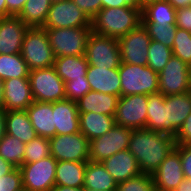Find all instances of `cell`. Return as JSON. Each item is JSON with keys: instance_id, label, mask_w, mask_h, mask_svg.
Wrapping results in <instances>:
<instances>
[{"instance_id": "6da1fadb", "label": "cell", "mask_w": 191, "mask_h": 191, "mask_svg": "<svg viewBox=\"0 0 191 191\" xmlns=\"http://www.w3.org/2000/svg\"><path fill=\"white\" fill-rule=\"evenodd\" d=\"M174 137L148 129L131 131L128 150L137 160L141 173L152 175L175 148Z\"/></svg>"}, {"instance_id": "7a4b0ae2", "label": "cell", "mask_w": 191, "mask_h": 191, "mask_svg": "<svg viewBox=\"0 0 191 191\" xmlns=\"http://www.w3.org/2000/svg\"><path fill=\"white\" fill-rule=\"evenodd\" d=\"M141 24V8H102L91 20L92 31L119 39Z\"/></svg>"}, {"instance_id": "3957f363", "label": "cell", "mask_w": 191, "mask_h": 191, "mask_svg": "<svg viewBox=\"0 0 191 191\" xmlns=\"http://www.w3.org/2000/svg\"><path fill=\"white\" fill-rule=\"evenodd\" d=\"M118 72L121 79V97L159 93L158 72L150 67L121 63Z\"/></svg>"}, {"instance_id": "277c9868", "label": "cell", "mask_w": 191, "mask_h": 191, "mask_svg": "<svg viewBox=\"0 0 191 191\" xmlns=\"http://www.w3.org/2000/svg\"><path fill=\"white\" fill-rule=\"evenodd\" d=\"M21 55L29 71L54 65L55 56L45 29L28 28L23 38Z\"/></svg>"}, {"instance_id": "5b68a950", "label": "cell", "mask_w": 191, "mask_h": 191, "mask_svg": "<svg viewBox=\"0 0 191 191\" xmlns=\"http://www.w3.org/2000/svg\"><path fill=\"white\" fill-rule=\"evenodd\" d=\"M55 58L85 55L88 37L92 28H43Z\"/></svg>"}, {"instance_id": "8992f818", "label": "cell", "mask_w": 191, "mask_h": 191, "mask_svg": "<svg viewBox=\"0 0 191 191\" xmlns=\"http://www.w3.org/2000/svg\"><path fill=\"white\" fill-rule=\"evenodd\" d=\"M85 57L88 64L105 69H119L121 55L118 39L91 32L88 37Z\"/></svg>"}, {"instance_id": "52a82bcc", "label": "cell", "mask_w": 191, "mask_h": 191, "mask_svg": "<svg viewBox=\"0 0 191 191\" xmlns=\"http://www.w3.org/2000/svg\"><path fill=\"white\" fill-rule=\"evenodd\" d=\"M28 78L34 101L53 103L66 99L65 83L54 66L29 71Z\"/></svg>"}, {"instance_id": "ba28073f", "label": "cell", "mask_w": 191, "mask_h": 191, "mask_svg": "<svg viewBox=\"0 0 191 191\" xmlns=\"http://www.w3.org/2000/svg\"><path fill=\"white\" fill-rule=\"evenodd\" d=\"M148 95L133 94L119 97L114 119L118 126L132 130L145 129Z\"/></svg>"}, {"instance_id": "9c48e42d", "label": "cell", "mask_w": 191, "mask_h": 191, "mask_svg": "<svg viewBox=\"0 0 191 191\" xmlns=\"http://www.w3.org/2000/svg\"><path fill=\"white\" fill-rule=\"evenodd\" d=\"M131 131L132 129L115 124L107 134L91 140L89 161L102 162L117 152L127 150Z\"/></svg>"}, {"instance_id": "30bf717a", "label": "cell", "mask_w": 191, "mask_h": 191, "mask_svg": "<svg viewBox=\"0 0 191 191\" xmlns=\"http://www.w3.org/2000/svg\"><path fill=\"white\" fill-rule=\"evenodd\" d=\"M56 166L57 160L53 156L33 163H23L19 167L23 188L29 191H51L55 186Z\"/></svg>"}, {"instance_id": "8fae6325", "label": "cell", "mask_w": 191, "mask_h": 191, "mask_svg": "<svg viewBox=\"0 0 191 191\" xmlns=\"http://www.w3.org/2000/svg\"><path fill=\"white\" fill-rule=\"evenodd\" d=\"M158 76L159 93L165 96L191 91V67L178 57L172 56Z\"/></svg>"}, {"instance_id": "7c38bea8", "label": "cell", "mask_w": 191, "mask_h": 191, "mask_svg": "<svg viewBox=\"0 0 191 191\" xmlns=\"http://www.w3.org/2000/svg\"><path fill=\"white\" fill-rule=\"evenodd\" d=\"M49 142L51 156L57 161H89L90 141L81 132L55 135Z\"/></svg>"}, {"instance_id": "4fadbf2b", "label": "cell", "mask_w": 191, "mask_h": 191, "mask_svg": "<svg viewBox=\"0 0 191 191\" xmlns=\"http://www.w3.org/2000/svg\"><path fill=\"white\" fill-rule=\"evenodd\" d=\"M121 63L147 66L151 38L142 24L118 39Z\"/></svg>"}, {"instance_id": "5bb4252c", "label": "cell", "mask_w": 191, "mask_h": 191, "mask_svg": "<svg viewBox=\"0 0 191 191\" xmlns=\"http://www.w3.org/2000/svg\"><path fill=\"white\" fill-rule=\"evenodd\" d=\"M91 28V20L72 0L53 3L42 28Z\"/></svg>"}, {"instance_id": "9a60e30c", "label": "cell", "mask_w": 191, "mask_h": 191, "mask_svg": "<svg viewBox=\"0 0 191 191\" xmlns=\"http://www.w3.org/2000/svg\"><path fill=\"white\" fill-rule=\"evenodd\" d=\"M164 134L175 137L191 113V91L165 96Z\"/></svg>"}, {"instance_id": "2e32d148", "label": "cell", "mask_w": 191, "mask_h": 191, "mask_svg": "<svg viewBox=\"0 0 191 191\" xmlns=\"http://www.w3.org/2000/svg\"><path fill=\"white\" fill-rule=\"evenodd\" d=\"M28 28L18 16L3 17L0 21V54L21 53Z\"/></svg>"}, {"instance_id": "e0dca14e", "label": "cell", "mask_w": 191, "mask_h": 191, "mask_svg": "<svg viewBox=\"0 0 191 191\" xmlns=\"http://www.w3.org/2000/svg\"><path fill=\"white\" fill-rule=\"evenodd\" d=\"M4 111L26 110L33 102L29 78L3 81Z\"/></svg>"}, {"instance_id": "ac0fdd59", "label": "cell", "mask_w": 191, "mask_h": 191, "mask_svg": "<svg viewBox=\"0 0 191 191\" xmlns=\"http://www.w3.org/2000/svg\"><path fill=\"white\" fill-rule=\"evenodd\" d=\"M152 176L154 186L174 191L184 179L180 153L174 148Z\"/></svg>"}, {"instance_id": "d6986e66", "label": "cell", "mask_w": 191, "mask_h": 191, "mask_svg": "<svg viewBox=\"0 0 191 191\" xmlns=\"http://www.w3.org/2000/svg\"><path fill=\"white\" fill-rule=\"evenodd\" d=\"M56 135L80 132L77 103L63 99L52 103Z\"/></svg>"}, {"instance_id": "ffe728a7", "label": "cell", "mask_w": 191, "mask_h": 191, "mask_svg": "<svg viewBox=\"0 0 191 191\" xmlns=\"http://www.w3.org/2000/svg\"><path fill=\"white\" fill-rule=\"evenodd\" d=\"M101 163L117 184L141 173L136 158L128 149L117 152Z\"/></svg>"}, {"instance_id": "44dd1931", "label": "cell", "mask_w": 191, "mask_h": 191, "mask_svg": "<svg viewBox=\"0 0 191 191\" xmlns=\"http://www.w3.org/2000/svg\"><path fill=\"white\" fill-rule=\"evenodd\" d=\"M86 77L92 91L121 97V79L118 69L89 65Z\"/></svg>"}, {"instance_id": "7402d4cb", "label": "cell", "mask_w": 191, "mask_h": 191, "mask_svg": "<svg viewBox=\"0 0 191 191\" xmlns=\"http://www.w3.org/2000/svg\"><path fill=\"white\" fill-rule=\"evenodd\" d=\"M26 111L37 136L50 139L56 135L52 103L34 101Z\"/></svg>"}, {"instance_id": "603a6c76", "label": "cell", "mask_w": 191, "mask_h": 191, "mask_svg": "<svg viewBox=\"0 0 191 191\" xmlns=\"http://www.w3.org/2000/svg\"><path fill=\"white\" fill-rule=\"evenodd\" d=\"M118 100L119 96L90 90L76 103L79 113L95 112L99 114L114 116Z\"/></svg>"}, {"instance_id": "cb8c5ba5", "label": "cell", "mask_w": 191, "mask_h": 191, "mask_svg": "<svg viewBox=\"0 0 191 191\" xmlns=\"http://www.w3.org/2000/svg\"><path fill=\"white\" fill-rule=\"evenodd\" d=\"M5 131L25 144L37 136L26 110L5 111Z\"/></svg>"}, {"instance_id": "d4e9b609", "label": "cell", "mask_w": 191, "mask_h": 191, "mask_svg": "<svg viewBox=\"0 0 191 191\" xmlns=\"http://www.w3.org/2000/svg\"><path fill=\"white\" fill-rule=\"evenodd\" d=\"M80 132L89 141L100 137L116 124L114 116L99 114L95 112L79 113Z\"/></svg>"}, {"instance_id": "484cf974", "label": "cell", "mask_w": 191, "mask_h": 191, "mask_svg": "<svg viewBox=\"0 0 191 191\" xmlns=\"http://www.w3.org/2000/svg\"><path fill=\"white\" fill-rule=\"evenodd\" d=\"M53 66L64 83L72 79H87L89 64L85 55L57 57Z\"/></svg>"}, {"instance_id": "4316f807", "label": "cell", "mask_w": 191, "mask_h": 191, "mask_svg": "<svg viewBox=\"0 0 191 191\" xmlns=\"http://www.w3.org/2000/svg\"><path fill=\"white\" fill-rule=\"evenodd\" d=\"M117 186V182L101 162H87L83 187L98 191H116Z\"/></svg>"}, {"instance_id": "83f0119b", "label": "cell", "mask_w": 191, "mask_h": 191, "mask_svg": "<svg viewBox=\"0 0 191 191\" xmlns=\"http://www.w3.org/2000/svg\"><path fill=\"white\" fill-rule=\"evenodd\" d=\"M87 162L57 161L55 185L83 187Z\"/></svg>"}, {"instance_id": "f1b7e54d", "label": "cell", "mask_w": 191, "mask_h": 191, "mask_svg": "<svg viewBox=\"0 0 191 191\" xmlns=\"http://www.w3.org/2000/svg\"><path fill=\"white\" fill-rule=\"evenodd\" d=\"M176 21V9L167 1L154 2L141 10V23L172 25Z\"/></svg>"}, {"instance_id": "f546056e", "label": "cell", "mask_w": 191, "mask_h": 191, "mask_svg": "<svg viewBox=\"0 0 191 191\" xmlns=\"http://www.w3.org/2000/svg\"><path fill=\"white\" fill-rule=\"evenodd\" d=\"M51 5V0H27L17 16L29 28L43 27Z\"/></svg>"}, {"instance_id": "4dcf8cb0", "label": "cell", "mask_w": 191, "mask_h": 191, "mask_svg": "<svg viewBox=\"0 0 191 191\" xmlns=\"http://www.w3.org/2000/svg\"><path fill=\"white\" fill-rule=\"evenodd\" d=\"M29 68L21 53L0 54V79L28 78Z\"/></svg>"}, {"instance_id": "1f68e13d", "label": "cell", "mask_w": 191, "mask_h": 191, "mask_svg": "<svg viewBox=\"0 0 191 191\" xmlns=\"http://www.w3.org/2000/svg\"><path fill=\"white\" fill-rule=\"evenodd\" d=\"M164 101L165 95L162 93L148 95L147 123L145 129L164 133Z\"/></svg>"}, {"instance_id": "d6a6232c", "label": "cell", "mask_w": 191, "mask_h": 191, "mask_svg": "<svg viewBox=\"0 0 191 191\" xmlns=\"http://www.w3.org/2000/svg\"><path fill=\"white\" fill-rule=\"evenodd\" d=\"M24 153L25 143L5 133L0 140V156L16 168H19L23 164Z\"/></svg>"}, {"instance_id": "836d02e7", "label": "cell", "mask_w": 191, "mask_h": 191, "mask_svg": "<svg viewBox=\"0 0 191 191\" xmlns=\"http://www.w3.org/2000/svg\"><path fill=\"white\" fill-rule=\"evenodd\" d=\"M173 56L172 49L160 42L151 40L147 66L155 72H161Z\"/></svg>"}, {"instance_id": "e575fe53", "label": "cell", "mask_w": 191, "mask_h": 191, "mask_svg": "<svg viewBox=\"0 0 191 191\" xmlns=\"http://www.w3.org/2000/svg\"><path fill=\"white\" fill-rule=\"evenodd\" d=\"M51 156L50 142L48 138L36 136L25 144L23 163H33Z\"/></svg>"}, {"instance_id": "d590c367", "label": "cell", "mask_w": 191, "mask_h": 191, "mask_svg": "<svg viewBox=\"0 0 191 191\" xmlns=\"http://www.w3.org/2000/svg\"><path fill=\"white\" fill-rule=\"evenodd\" d=\"M147 30L151 40L162 43L172 49L175 35L176 24L172 25H157L154 23H141Z\"/></svg>"}, {"instance_id": "8d00e7d4", "label": "cell", "mask_w": 191, "mask_h": 191, "mask_svg": "<svg viewBox=\"0 0 191 191\" xmlns=\"http://www.w3.org/2000/svg\"><path fill=\"white\" fill-rule=\"evenodd\" d=\"M172 53L191 67V32L176 28Z\"/></svg>"}, {"instance_id": "74e56055", "label": "cell", "mask_w": 191, "mask_h": 191, "mask_svg": "<svg viewBox=\"0 0 191 191\" xmlns=\"http://www.w3.org/2000/svg\"><path fill=\"white\" fill-rule=\"evenodd\" d=\"M153 187V176L140 173L124 182L118 183L116 191H152Z\"/></svg>"}, {"instance_id": "f35d334b", "label": "cell", "mask_w": 191, "mask_h": 191, "mask_svg": "<svg viewBox=\"0 0 191 191\" xmlns=\"http://www.w3.org/2000/svg\"><path fill=\"white\" fill-rule=\"evenodd\" d=\"M91 87L87 79H72L65 82L66 99L77 102L81 97L85 96Z\"/></svg>"}, {"instance_id": "ab89813d", "label": "cell", "mask_w": 191, "mask_h": 191, "mask_svg": "<svg viewBox=\"0 0 191 191\" xmlns=\"http://www.w3.org/2000/svg\"><path fill=\"white\" fill-rule=\"evenodd\" d=\"M23 188L20 168H15L7 175L0 177V191H19Z\"/></svg>"}, {"instance_id": "60d3db41", "label": "cell", "mask_w": 191, "mask_h": 191, "mask_svg": "<svg viewBox=\"0 0 191 191\" xmlns=\"http://www.w3.org/2000/svg\"><path fill=\"white\" fill-rule=\"evenodd\" d=\"M175 149L180 153L184 178L191 179V144H176Z\"/></svg>"}, {"instance_id": "b9f144b4", "label": "cell", "mask_w": 191, "mask_h": 191, "mask_svg": "<svg viewBox=\"0 0 191 191\" xmlns=\"http://www.w3.org/2000/svg\"><path fill=\"white\" fill-rule=\"evenodd\" d=\"M92 20L102 9L101 0H72Z\"/></svg>"}, {"instance_id": "7bdbcfd3", "label": "cell", "mask_w": 191, "mask_h": 191, "mask_svg": "<svg viewBox=\"0 0 191 191\" xmlns=\"http://www.w3.org/2000/svg\"><path fill=\"white\" fill-rule=\"evenodd\" d=\"M175 24L178 28L191 32V6L176 9Z\"/></svg>"}, {"instance_id": "ee69618b", "label": "cell", "mask_w": 191, "mask_h": 191, "mask_svg": "<svg viewBox=\"0 0 191 191\" xmlns=\"http://www.w3.org/2000/svg\"><path fill=\"white\" fill-rule=\"evenodd\" d=\"M176 144L187 145L191 144V113L185 119L184 124L178 130L174 137Z\"/></svg>"}, {"instance_id": "f6af8a7d", "label": "cell", "mask_w": 191, "mask_h": 191, "mask_svg": "<svg viewBox=\"0 0 191 191\" xmlns=\"http://www.w3.org/2000/svg\"><path fill=\"white\" fill-rule=\"evenodd\" d=\"M102 8L139 7L140 0H101Z\"/></svg>"}, {"instance_id": "bcb514c9", "label": "cell", "mask_w": 191, "mask_h": 191, "mask_svg": "<svg viewBox=\"0 0 191 191\" xmlns=\"http://www.w3.org/2000/svg\"><path fill=\"white\" fill-rule=\"evenodd\" d=\"M6 1V17L17 16L23 9L27 0H5Z\"/></svg>"}, {"instance_id": "7dc6e473", "label": "cell", "mask_w": 191, "mask_h": 191, "mask_svg": "<svg viewBox=\"0 0 191 191\" xmlns=\"http://www.w3.org/2000/svg\"><path fill=\"white\" fill-rule=\"evenodd\" d=\"M16 167L0 156V177L9 174Z\"/></svg>"}, {"instance_id": "c3c4849f", "label": "cell", "mask_w": 191, "mask_h": 191, "mask_svg": "<svg viewBox=\"0 0 191 191\" xmlns=\"http://www.w3.org/2000/svg\"><path fill=\"white\" fill-rule=\"evenodd\" d=\"M175 9L191 6V0H167Z\"/></svg>"}, {"instance_id": "681fc988", "label": "cell", "mask_w": 191, "mask_h": 191, "mask_svg": "<svg viewBox=\"0 0 191 191\" xmlns=\"http://www.w3.org/2000/svg\"><path fill=\"white\" fill-rule=\"evenodd\" d=\"M174 191H191V179L184 178Z\"/></svg>"}, {"instance_id": "f907efd6", "label": "cell", "mask_w": 191, "mask_h": 191, "mask_svg": "<svg viewBox=\"0 0 191 191\" xmlns=\"http://www.w3.org/2000/svg\"><path fill=\"white\" fill-rule=\"evenodd\" d=\"M51 191H83V187H68L62 185H55Z\"/></svg>"}, {"instance_id": "816d5d0a", "label": "cell", "mask_w": 191, "mask_h": 191, "mask_svg": "<svg viewBox=\"0 0 191 191\" xmlns=\"http://www.w3.org/2000/svg\"><path fill=\"white\" fill-rule=\"evenodd\" d=\"M5 133V111L0 109V140L3 138Z\"/></svg>"}, {"instance_id": "f5cc1de1", "label": "cell", "mask_w": 191, "mask_h": 191, "mask_svg": "<svg viewBox=\"0 0 191 191\" xmlns=\"http://www.w3.org/2000/svg\"><path fill=\"white\" fill-rule=\"evenodd\" d=\"M3 88H4V83H3V80L0 79V109L1 110H4Z\"/></svg>"}, {"instance_id": "db71d44e", "label": "cell", "mask_w": 191, "mask_h": 191, "mask_svg": "<svg viewBox=\"0 0 191 191\" xmlns=\"http://www.w3.org/2000/svg\"><path fill=\"white\" fill-rule=\"evenodd\" d=\"M160 1H165V0H140V8L142 10L145 6Z\"/></svg>"}, {"instance_id": "11a10c76", "label": "cell", "mask_w": 191, "mask_h": 191, "mask_svg": "<svg viewBox=\"0 0 191 191\" xmlns=\"http://www.w3.org/2000/svg\"><path fill=\"white\" fill-rule=\"evenodd\" d=\"M0 14L3 17H6V1L5 0H0Z\"/></svg>"}, {"instance_id": "9f6ffc18", "label": "cell", "mask_w": 191, "mask_h": 191, "mask_svg": "<svg viewBox=\"0 0 191 191\" xmlns=\"http://www.w3.org/2000/svg\"><path fill=\"white\" fill-rule=\"evenodd\" d=\"M152 191H168V190L161 189V188H159V187H157V186H154L153 189H152Z\"/></svg>"}, {"instance_id": "6f0895ef", "label": "cell", "mask_w": 191, "mask_h": 191, "mask_svg": "<svg viewBox=\"0 0 191 191\" xmlns=\"http://www.w3.org/2000/svg\"><path fill=\"white\" fill-rule=\"evenodd\" d=\"M83 191H98V190H91V189L83 187ZM101 191H103V190H101Z\"/></svg>"}, {"instance_id": "680465c9", "label": "cell", "mask_w": 191, "mask_h": 191, "mask_svg": "<svg viewBox=\"0 0 191 191\" xmlns=\"http://www.w3.org/2000/svg\"><path fill=\"white\" fill-rule=\"evenodd\" d=\"M61 1H64V0H51L52 4L57 3V2H61Z\"/></svg>"}, {"instance_id": "91938a15", "label": "cell", "mask_w": 191, "mask_h": 191, "mask_svg": "<svg viewBox=\"0 0 191 191\" xmlns=\"http://www.w3.org/2000/svg\"><path fill=\"white\" fill-rule=\"evenodd\" d=\"M19 191H29L28 189H25V188H22L21 190Z\"/></svg>"}]
</instances>
